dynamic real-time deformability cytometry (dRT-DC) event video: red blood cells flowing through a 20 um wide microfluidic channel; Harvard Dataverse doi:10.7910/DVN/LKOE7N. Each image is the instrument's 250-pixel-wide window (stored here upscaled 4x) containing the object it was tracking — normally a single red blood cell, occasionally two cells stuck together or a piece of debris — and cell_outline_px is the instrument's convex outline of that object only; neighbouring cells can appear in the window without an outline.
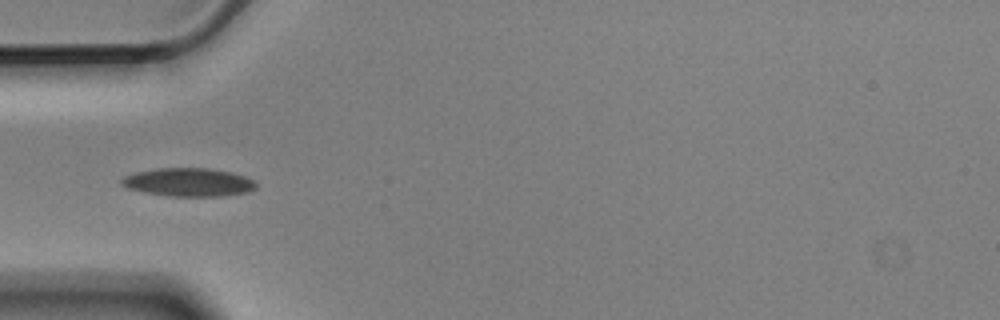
{"species": "Egyptian fruit bat (a non-hibernating species)", "species_latin": "Rousettus aegyptiacus", "temperature_condition": "cold", "stored_images_in_passage": 6, "camera_frame_rate_fps": 3000, "um_per_image_px": 0.085, "animal": {"sex": "male"}, "frame": {"image": 1, "passage_image": 4, "time_ms": 1.0, "image_size_px": [1000, 320], "cell_outline_px": [[256, 188], [248, 192], [224, 196], [168, 196], [144, 192], [128, 188], [120, 184], [120, 180], [124, 176], [136, 172], [156, 168], [208, 168], [232, 172], [244, 176], [252, 180], [256, 184]], "centroid_in_image_um": [16.01, 15.49], "position_along_channel_um": 69.0, "area_um2": 22.25}}
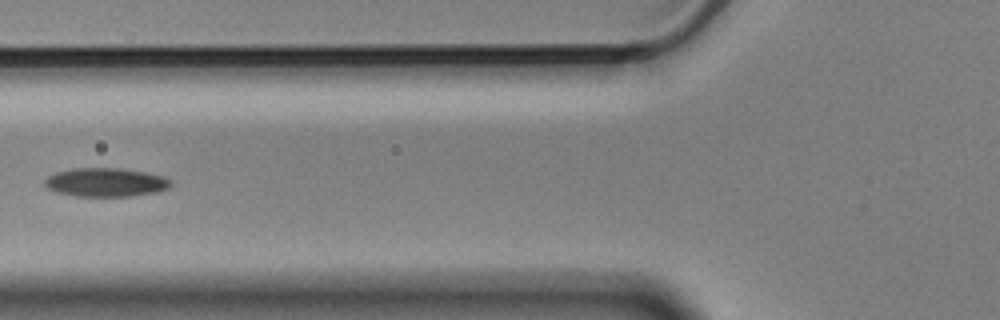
{"frame": {"image": 2, "passage_image": 5, "time_ms": 1.333, "image_size_px": [1000, 320], "cell_outline_px": [[172, 184], [168, 188], [156, 192], [128, 196], [76, 196], [56, 192], [44, 188], [44, 180], [48, 176], [56, 172], [72, 168], [116, 168], [144, 172], [164, 176], [172, 180]], "centroid_in_image_um": [8.95, 15.5], "position_along_channel_um": 116.8, "area_um2": 21.15}}
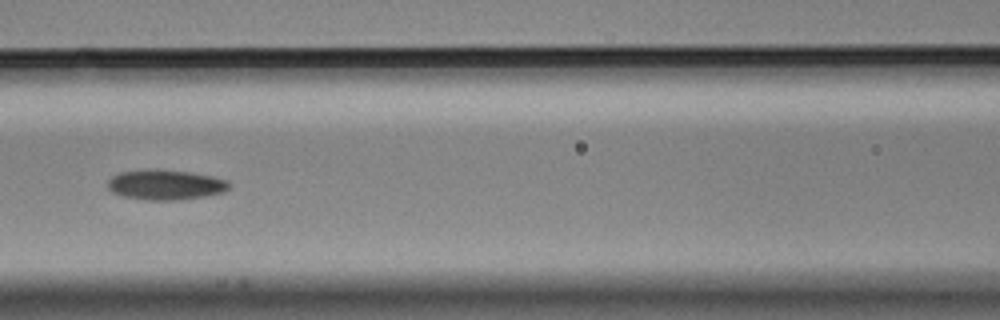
{"frame": {"image": 3, "passage_image": 6, "time_ms": 1.667, "image_size_px": [1000, 320], "cell_outline_px": [[232, 184], [224, 192], [204, 196], [180, 200], [144, 200], [124, 196], [112, 192], [108, 188], [108, 180], [112, 176], [120, 172], [156, 168], [160, 168], [188, 172], [212, 176], [228, 180]], "centroid_in_image_um": [14.07, 15.69], "position_along_channel_um": 152.5, "area_um2": 21.5}}